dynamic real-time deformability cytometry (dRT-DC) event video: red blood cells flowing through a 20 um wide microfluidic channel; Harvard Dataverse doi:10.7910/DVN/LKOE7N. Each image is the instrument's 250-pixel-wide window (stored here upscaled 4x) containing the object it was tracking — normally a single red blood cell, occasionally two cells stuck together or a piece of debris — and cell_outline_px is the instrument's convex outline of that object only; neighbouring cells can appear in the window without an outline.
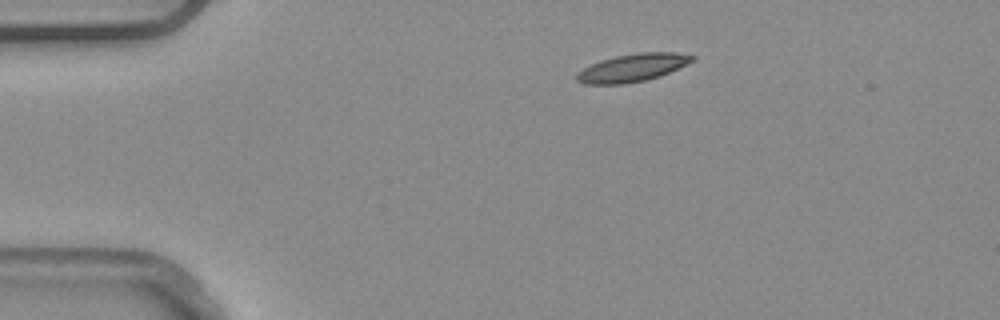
{"species": "common noctule bat (a hibernating species)", "species_latin": "Nyctalus noctula", "temperature_condition": "warm", "stored_images_in_passage": 4, "camera_frame_rate_fps": 3000, "um_per_image_px": 0.085, "animal": {"sex": "male", "body_mass_g": 20.4}, "frame": {"image": 1, "passage_image": 4, "time_ms": 1.0, "image_size_px": [1000, 320], "cell_outline_px": [[696, 60], [660, 76], [644, 80], [624, 84], [584, 84], [576, 80], [576, 76], [584, 68], [600, 60], [616, 56], [640, 52], [676, 52], [696, 56]], "centroid_in_image_um": [53.8, 5.75], "position_along_channel_um": 31.2, "area_um2": 18.61}}